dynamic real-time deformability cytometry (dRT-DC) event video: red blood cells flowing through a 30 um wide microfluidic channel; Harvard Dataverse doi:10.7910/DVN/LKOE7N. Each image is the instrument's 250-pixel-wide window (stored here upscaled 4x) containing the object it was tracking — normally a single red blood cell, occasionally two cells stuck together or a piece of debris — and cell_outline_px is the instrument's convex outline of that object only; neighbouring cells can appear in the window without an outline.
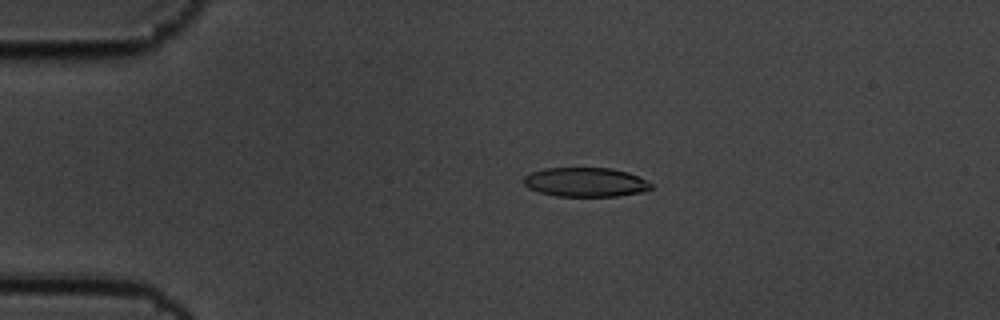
{"species": "common noctule bat (a hibernating species)", "species_latin": "Nyctalus noctula", "temperature_condition": "cold", "stored_images_in_passage": 3, "camera_frame_rate_fps": 3000, "um_per_image_px": 0.085, "animal": {"sex": "male", "body_mass_g": 19.5, "forearm_length_mm": 54.6}, "frame": {"image": 1, "passage_image": 1, "time_ms": 0.0, "image_size_px": [1000, 320], "cell_outline_px": [[652, 188], [640, 192], [616, 196], [556, 196], [540, 192], [528, 188], [524, 184], [524, 176], [532, 172], [544, 168], [612, 168], [628, 172], [652, 184]], "centroid_in_image_um": [49.74, 15.48], "position_along_channel_um": 35.3, "area_um2": 21.5}}
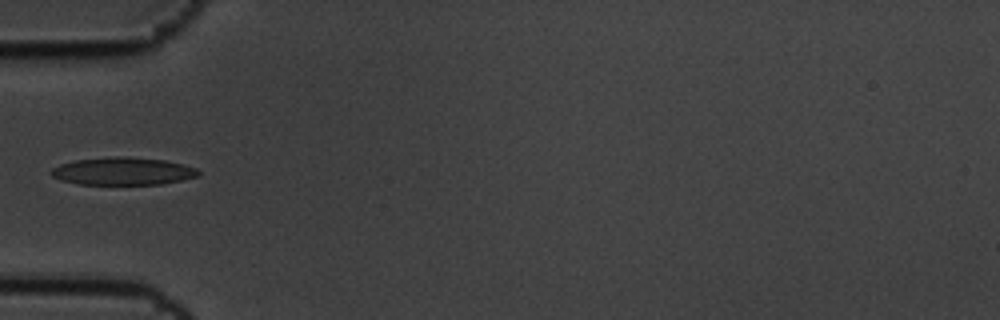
{"frame": {"image": 2, "passage_image": 3, "time_ms": 0.667, "image_size_px": [1000, 320], "cell_outline_px": [[200, 176], [160, 184], [80, 184], [60, 180], [52, 176], [52, 168], [60, 164], [76, 160], [112, 156], [124, 156], [164, 160], [184, 164], [196, 168], [200, 172]], "centroid_in_image_um": [10.46, 14.54], "position_along_channel_um": 74.5, "area_um2": 23.64}}